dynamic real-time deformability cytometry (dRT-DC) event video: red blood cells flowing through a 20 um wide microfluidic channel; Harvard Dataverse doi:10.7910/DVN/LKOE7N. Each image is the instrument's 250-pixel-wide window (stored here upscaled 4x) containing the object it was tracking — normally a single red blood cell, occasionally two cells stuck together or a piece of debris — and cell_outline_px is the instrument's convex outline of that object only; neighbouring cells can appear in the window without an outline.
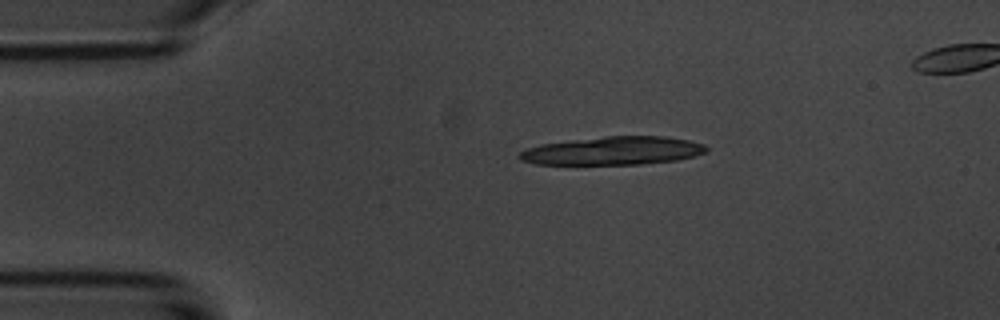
{"species": "common noctule bat (a hibernating species)", "species_latin": "Nyctalus noctula", "temperature_condition": "room temperature", "stored_images_in_passage": 4, "camera_frame_rate_fps": 3000, "um_per_image_px": 0.085, "animal": {"sex": "male", "body_mass_g": 20.1, "forearm_length_mm": 53.5}, "frame": {"image": 1, "passage_image": 1, "time_ms": 0.0, "image_size_px": [1000, 320], "cell_outline_px": [[708, 152], [676, 160], [640, 164], [536, 164], [520, 160], [516, 156], [520, 152], [528, 148], [540, 144], [604, 136], [664, 136], [688, 140], [704, 144], [708, 148]], "centroid_in_image_um": [52.1, 12.81], "position_along_channel_um": 32.9, "area_um2": 30.69}}